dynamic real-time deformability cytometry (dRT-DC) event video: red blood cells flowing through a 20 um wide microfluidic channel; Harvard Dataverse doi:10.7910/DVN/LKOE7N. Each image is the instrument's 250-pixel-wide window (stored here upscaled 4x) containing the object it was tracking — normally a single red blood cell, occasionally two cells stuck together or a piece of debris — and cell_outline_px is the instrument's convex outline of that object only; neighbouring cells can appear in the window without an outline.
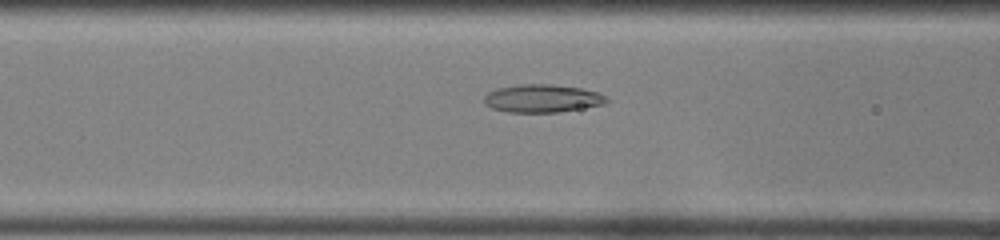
{"species": "common noctule bat (a hibernating species)", "species_latin": "Nyctalus noctula", "temperature_condition": "room temperature", "stored_images_in_passage": 37, "camera_frame_rate_fps": 3000, "um_per_image_px": 0.085, "animal": {"sex": "female", "body_mass_g": 22.0, "forearm_length_mm": 56.7}, "frame": {"image": 1, "passage_image": 8, "time_ms": 2.333, "image_size_px": [1000, 240], "cell_outline_px": [[608, 100], [604, 104], [556, 112], [508, 112], [492, 108], [484, 100], [484, 96], [488, 92], [496, 88], [520, 84], [552, 84], [580, 88], [596, 92], [604, 96]], "centroid_in_image_um": [46.06, 8.35], "position_along_channel_um": 120.5, "area_um2": 19.65}}
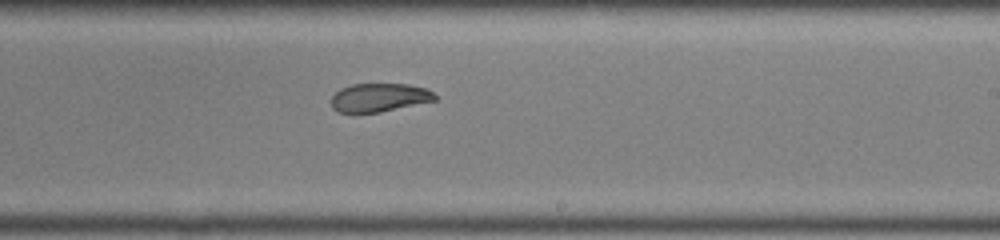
{"frame": {"image": 2, "passage_image": 18, "time_ms": 5.667, "image_size_px": [1000, 240], "cell_outline_px": [[436, 100], [380, 112], [352, 116], [336, 112], [332, 108], [332, 96], [340, 88], [352, 84], [408, 84], [424, 88], [432, 92], [436, 96]], "centroid_in_image_um": [32.14, 8.33], "position_along_channel_um": 256.9, "area_um2": 17.69}}
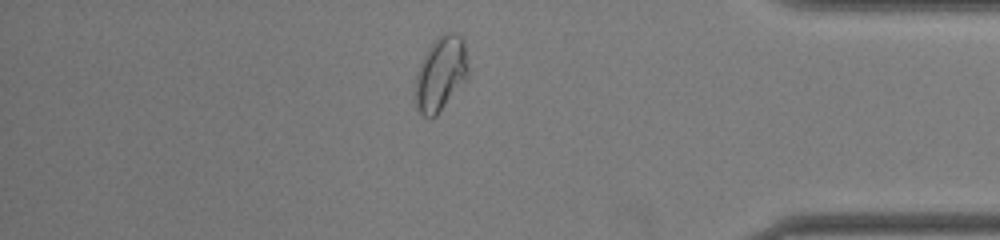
{"frame": {"image": 3, "passage_image": 30, "time_ms": 9.667, "image_size_px": [1000, 240], "cell_outline_px": [[468, 76], [436, 116], [432, 120], [428, 120], [416, 108], [416, 76], [420, 64], [428, 48], [444, 32], [452, 32], [460, 36], [464, 40], [468, 64]], "centroid_in_image_um": [37.47, 6.28], "position_along_channel_um": 397.7, "area_um2": 22.66}, "authors_computed_cell_mechanics": {"area_um2": 19.7676, "velocity_mm_per_s": 4.1001, "shape_relaxation_time_tau1_ms": null, "shape_relaxation_time_tau2_ms": 1.9231, "deformation_change_tau1": null, "deformation_change_tau2": 0.0671}}